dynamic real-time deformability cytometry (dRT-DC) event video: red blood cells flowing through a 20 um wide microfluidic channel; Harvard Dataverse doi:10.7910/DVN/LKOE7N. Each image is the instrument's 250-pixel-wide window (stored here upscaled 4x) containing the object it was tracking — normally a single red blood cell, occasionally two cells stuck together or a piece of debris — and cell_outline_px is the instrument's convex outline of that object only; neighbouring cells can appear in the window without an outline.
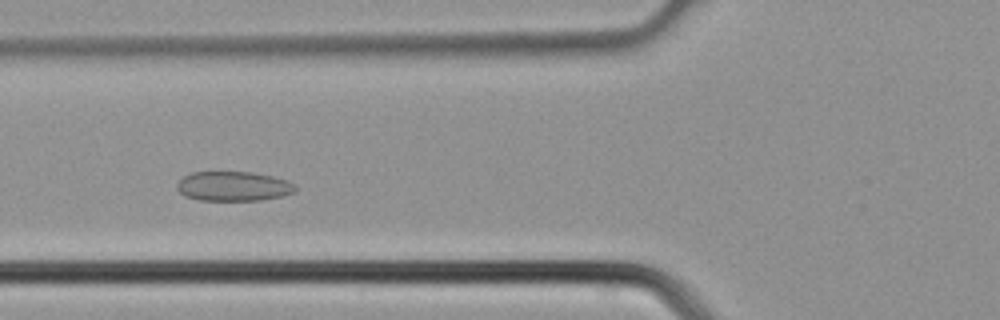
{"species": "common noctule bat (a hibernating species)", "species_latin": "Nyctalus noctula", "temperature_condition": "cold", "stored_images_in_passage": 2, "camera_frame_rate_fps": 3000, "um_per_image_px": 0.085, "animal": {"sex": "male", "body_mass_g": 21.5, "forearm_length_mm": 52.0}, "frame": {"image": 1, "passage_image": 2, "time_ms": 0.333, "image_size_px": [1000, 320], "cell_outline_px": [[296, 192], [284, 196], [260, 200], [200, 200], [184, 196], [176, 188], [176, 184], [184, 176], [192, 172], [252, 172], [272, 176], [288, 180], [296, 184]], "centroid_in_image_um": [19.87, 15.83], "position_along_channel_um": 105.9, "area_um2": 20.58}}